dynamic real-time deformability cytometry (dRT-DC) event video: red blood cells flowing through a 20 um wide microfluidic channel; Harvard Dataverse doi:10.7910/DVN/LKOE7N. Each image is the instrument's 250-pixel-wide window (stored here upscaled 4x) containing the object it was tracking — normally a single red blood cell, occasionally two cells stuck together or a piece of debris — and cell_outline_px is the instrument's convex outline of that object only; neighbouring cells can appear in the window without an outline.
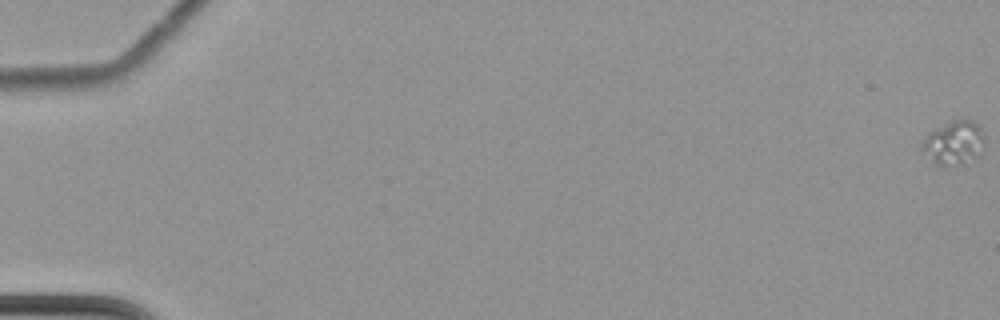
{"species": "common noctule bat (a hibernating species)", "species_latin": "Nyctalus noctula", "temperature_condition": "cold", "stored_images_in_passage": 64, "camera_frame_rate_fps": 3000, "um_per_image_px": 0.085, "animal": {"sex": "female", "body_mass_g": 22.7, "forearm_length_mm": 54.2}, "frame": {"image": 1, "passage_image": 1, "time_ms": 0.0, "image_size_px": [1000, 320], "cell_outline_px": [[984, 140], [980, 156], [964, 164], [936, 164], [920, 148], [924, 140], [932, 132], [952, 120], [976, 120], [980, 124], [984, 136]], "centroid_in_image_um": [81.16, 12.13], "position_along_channel_um": 3.8, "area_um2": 15.66}}
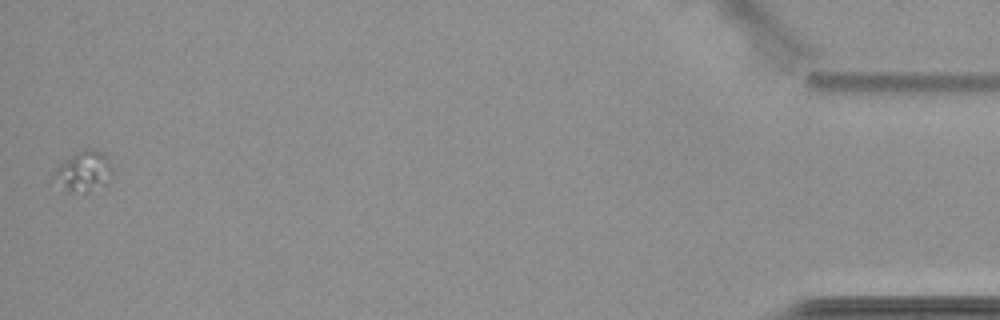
{"frame": {"image": 2, "passage_image": 64, "time_ms": 21.0, "image_size_px": [1000, 320], "cell_outline_px": [[112, 176], [104, 184], [88, 192], [68, 192], [52, 176], [52, 172], [64, 160], [76, 152], [84, 148], [88, 148], [104, 152], [112, 168]], "centroid_in_image_um": [7.11, 14.54], "position_along_channel_um": 428.1, "area_um2": 13.7}}